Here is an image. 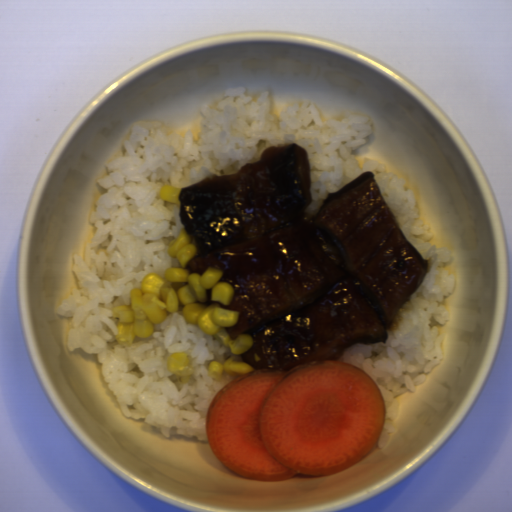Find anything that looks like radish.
Here are the masks:
<instances>
[{
	"instance_id": "radish-1",
	"label": "radish",
	"mask_w": 512,
	"mask_h": 512,
	"mask_svg": "<svg viewBox=\"0 0 512 512\" xmlns=\"http://www.w3.org/2000/svg\"><path fill=\"white\" fill-rule=\"evenodd\" d=\"M385 422L378 384L339 358L234 378L211 400L205 432L228 471L266 483L346 471L376 448Z\"/></svg>"
}]
</instances>
